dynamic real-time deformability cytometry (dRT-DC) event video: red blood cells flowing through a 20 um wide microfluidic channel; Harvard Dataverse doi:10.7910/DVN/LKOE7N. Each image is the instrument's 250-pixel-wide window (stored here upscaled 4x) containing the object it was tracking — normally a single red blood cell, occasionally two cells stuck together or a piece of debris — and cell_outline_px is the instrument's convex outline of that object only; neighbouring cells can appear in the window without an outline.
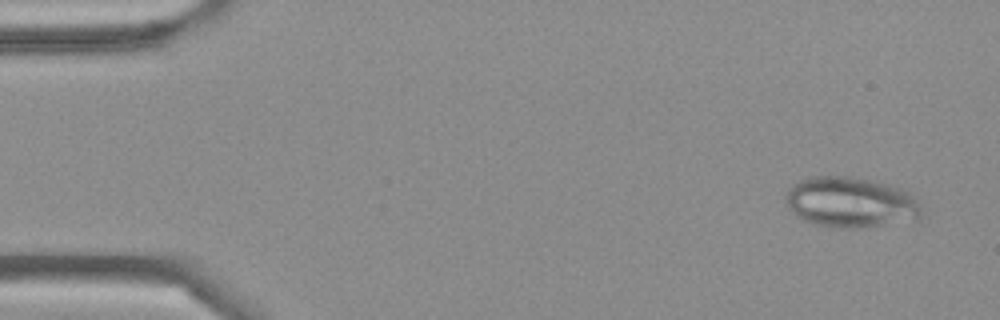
{"species": "Egyptian fruit bat (a non-hibernating species)", "species_latin": "Rousettus aegyptiacus", "temperature_condition": "cold", "stored_images_in_passage": 4, "camera_frame_rate_fps": 3000, "um_per_image_px": 0.085, "frame": {"image": 1, "passage_image": 1, "time_ms": 0.0, "image_size_px": [1000, 320], "cell_outline_px": [[920, 220], [856, 228], [848, 228], [816, 224], [804, 220], [796, 216], [788, 208], [784, 200], [784, 196], [788, 188], [792, 184], [800, 180], [812, 176], [848, 176], [888, 184], [900, 188], [908, 192], [920, 200]], "centroid_in_image_um": [72.3, 17.19], "position_along_channel_um": 12.7, "area_um2": 40.23}}